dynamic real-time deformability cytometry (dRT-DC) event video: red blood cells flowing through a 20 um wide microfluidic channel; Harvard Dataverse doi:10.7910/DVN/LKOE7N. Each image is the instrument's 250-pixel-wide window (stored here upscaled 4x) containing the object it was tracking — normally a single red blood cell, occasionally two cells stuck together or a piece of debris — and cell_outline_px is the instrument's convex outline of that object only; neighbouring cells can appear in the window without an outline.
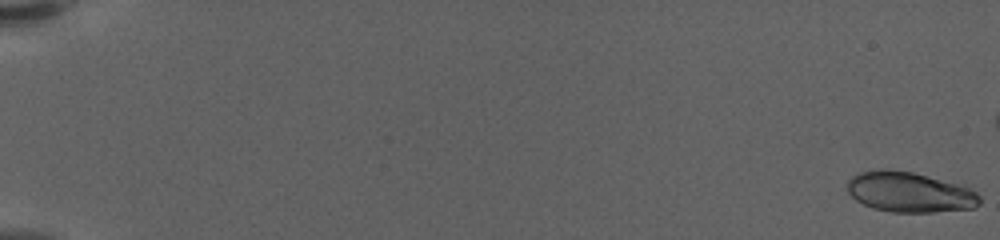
{"species": "human", "species_latin": "Homo sapiens", "temperature_condition": "warm", "stored_images_in_passage": 57, "camera_frame_rate_fps": 3000, "um_per_image_px": 0.085, "donor": {"sex": "female"}, "frame": {"image": 1, "passage_image": 1, "time_ms": 0.0, "image_size_px": [1000, 240], "cell_outline_px": [[980, 204], [972, 208], [932, 212], [892, 212], [872, 208], [856, 200], [848, 192], [848, 180], [852, 176], [860, 172], [884, 168], [912, 172], [956, 184], [968, 188], [976, 192], [980, 196]], "centroid_in_image_um": [77.28, 16.33], "position_along_channel_um": 7.7, "area_um2": 30.75}}
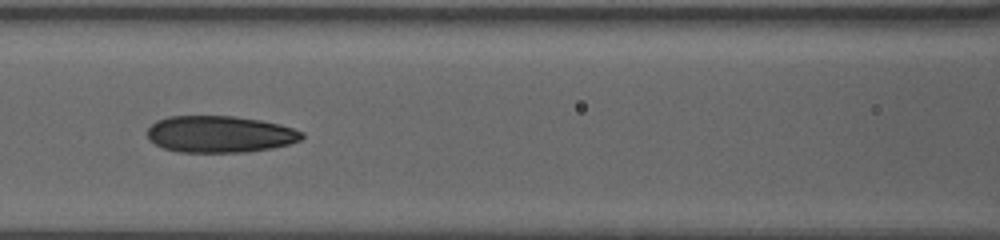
{"frame": {"image": 2, "passage_image": 30, "time_ms": 9.667, "image_size_px": [1000, 240], "cell_outline_px": [[304, 136], [300, 140], [288, 144], [272, 148], [244, 152], [180, 152], [164, 148], [148, 140], [148, 128], [156, 120], [168, 116], [236, 116], [260, 120], [280, 124], [304, 132]], "centroid_in_image_um": [18.68, 11.4], "position_along_channel_um": 147.9, "area_um2": 33.12}}
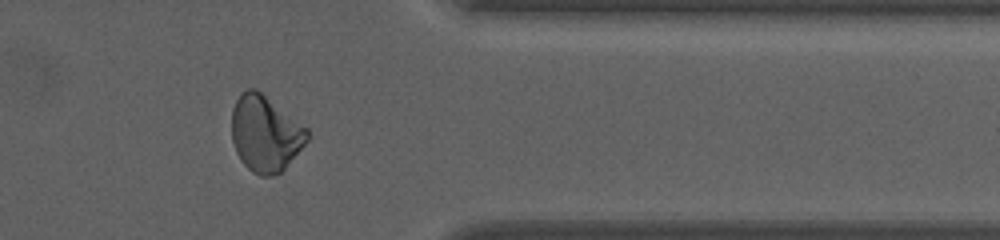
{"frame": {"image": 3, "passage_image": 51, "time_ms": 16.667, "image_size_px": [1000, 240], "cell_outline_px": [[308, 140], [284, 168], [280, 172], [272, 176], [260, 176], [252, 172], [240, 160], [236, 152], [232, 140], [232, 108], [240, 92], [248, 88], [256, 88], [308, 128]], "centroid_in_image_um": [22.53, 11.34], "position_along_channel_um": 388.9, "area_um2": 33.47}}